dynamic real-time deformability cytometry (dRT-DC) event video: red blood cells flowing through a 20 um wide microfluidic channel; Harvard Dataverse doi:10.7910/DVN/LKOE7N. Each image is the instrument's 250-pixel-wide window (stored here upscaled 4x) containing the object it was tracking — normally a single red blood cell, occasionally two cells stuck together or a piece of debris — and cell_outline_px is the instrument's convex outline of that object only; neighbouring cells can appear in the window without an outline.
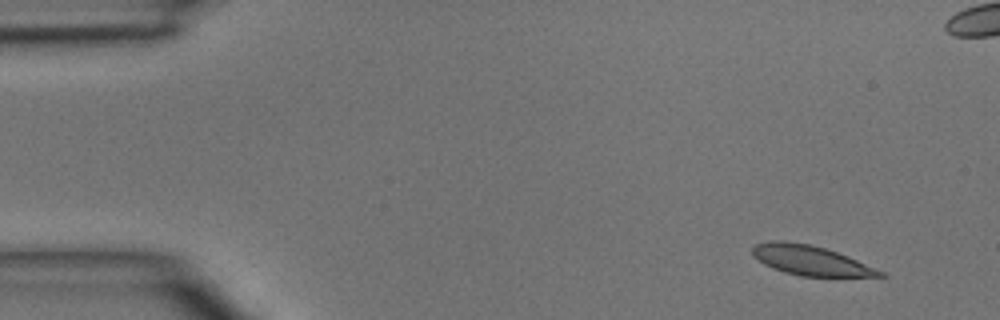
{"species": "common noctule bat (a hibernating species)", "species_latin": "Nyctalus noctula", "temperature_condition": "room temperature", "stored_images_in_passage": 5, "camera_frame_rate_fps": 3000, "um_per_image_px": 0.085, "animal": {"sex": "male", "body_mass_g": 15.6}, "frame": {"image": 1, "passage_image": 1, "time_ms": 0.0, "image_size_px": [1000, 320], "cell_outline_px": [[888, 276], [800, 276], [784, 272], [772, 268], [764, 264], [752, 256], [752, 248], [756, 244], [772, 240], [784, 240], [812, 244], [848, 256], [884, 272]], "centroid_in_image_um": [68.84, 22.12], "position_along_channel_um": 16.2, "area_um2": 22.02}}